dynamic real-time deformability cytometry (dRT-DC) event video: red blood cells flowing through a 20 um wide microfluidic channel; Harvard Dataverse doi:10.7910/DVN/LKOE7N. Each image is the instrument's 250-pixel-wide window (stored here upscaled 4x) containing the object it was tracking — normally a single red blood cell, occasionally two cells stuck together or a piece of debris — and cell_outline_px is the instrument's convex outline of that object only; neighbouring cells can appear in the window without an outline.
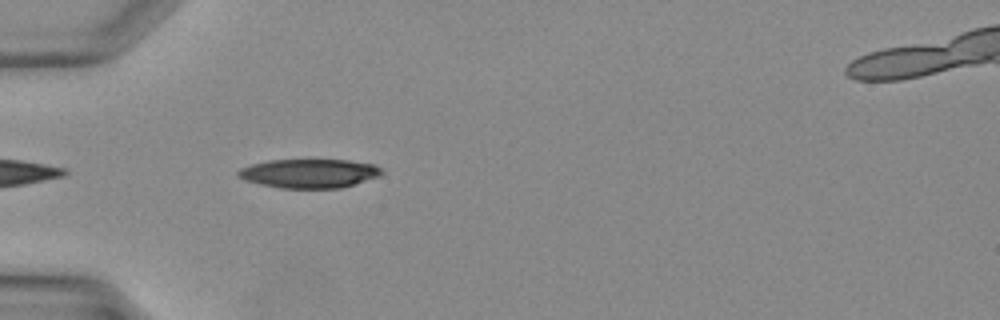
{"species": "Egyptian fruit bat (a non-hibernating species)", "species_latin": "Rousettus aegyptiacus", "temperature_condition": "warm", "stored_images_in_passage": 7, "camera_frame_rate_fps": 3000, "um_per_image_px": 0.085, "animal": {"sex": "female"}, "frame": {"image": 1, "passage_image": 1, "time_ms": 0.0, "image_size_px": [1000, 320], "cell_outline_px": [[384, 172], [380, 176], [340, 188], [284, 188], [260, 184], [244, 180], [236, 176], [236, 172], [240, 168], [252, 164], [268, 160], [348, 160], [376, 164], [384, 168]], "centroid_in_image_um": [26.31, 14.73], "position_along_channel_um": 58.7, "area_um2": 24.39}}
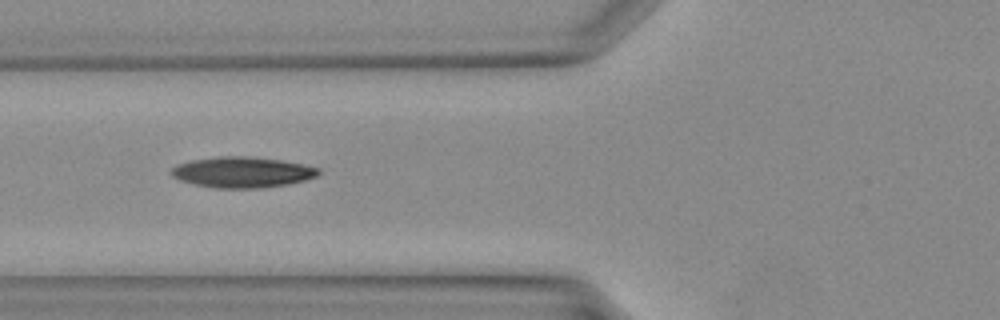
{"frame": {"image": 2, "passage_image": 4, "time_ms": 1.0, "image_size_px": [1000, 320], "cell_outline_px": [[320, 172], [316, 176], [304, 180], [288, 184], [264, 188], [216, 188], [196, 184], [180, 180], [172, 176], [172, 168], [176, 164], [192, 160], [220, 156], [244, 156], [280, 160], [320, 168]], "centroid_in_image_um": [20.59, 14.64], "position_along_channel_um": 105.2, "area_um2": 26.13}}